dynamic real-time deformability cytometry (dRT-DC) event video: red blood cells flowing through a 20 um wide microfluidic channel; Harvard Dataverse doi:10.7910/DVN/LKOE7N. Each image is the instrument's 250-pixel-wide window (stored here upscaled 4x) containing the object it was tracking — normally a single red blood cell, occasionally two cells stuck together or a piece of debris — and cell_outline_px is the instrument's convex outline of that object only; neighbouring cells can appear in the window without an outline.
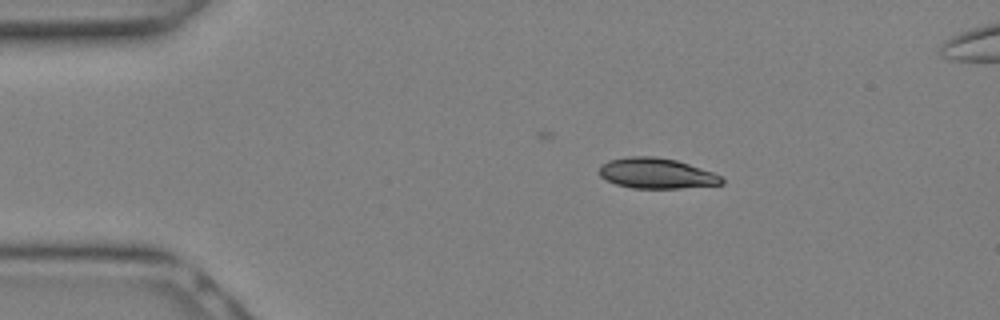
{"species": "Egyptian fruit bat (a non-hibernating species)", "species_latin": "Rousettus aegyptiacus", "temperature_condition": "warm", "stored_images_in_passage": 11, "camera_frame_rate_fps": 3000, "um_per_image_px": 0.085, "animal": {"sex": "female"}, "frame": {"image": 1, "passage_image": 4, "time_ms": 1.0, "image_size_px": [1000, 320], "cell_outline_px": [[724, 184], [680, 188], [632, 188], [616, 184], [600, 176], [596, 172], [600, 164], [608, 160], [628, 156], [656, 156], [676, 160], [712, 172], [720, 176], [724, 180]], "centroid_in_image_um": [55.74, 14.72], "position_along_channel_um": 29.3, "area_um2": 21.85}}
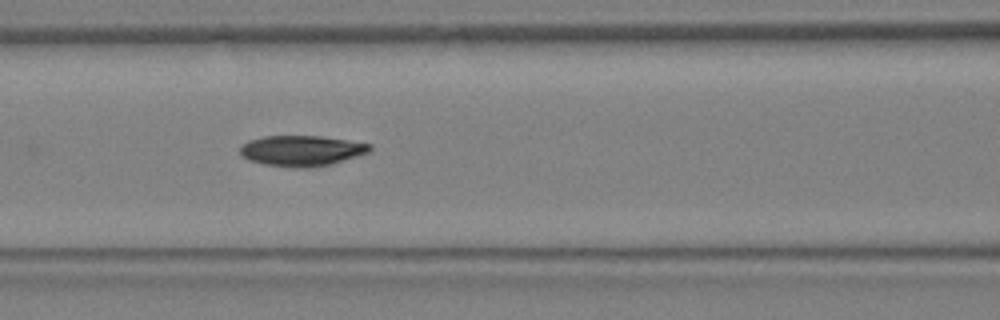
{"frame": {"image": 2, "passage_image": 11, "time_ms": 3.333, "image_size_px": [1000, 320], "cell_outline_px": [[372, 148], [368, 152], [332, 164], [312, 168], [300, 168], [264, 164], [248, 160], [240, 152], [240, 148], [248, 140], [264, 136], [320, 136], [372, 144]], "centroid_in_image_um": [25.64, 12.81], "position_along_channel_um": 141.0, "area_um2": 23.0}}